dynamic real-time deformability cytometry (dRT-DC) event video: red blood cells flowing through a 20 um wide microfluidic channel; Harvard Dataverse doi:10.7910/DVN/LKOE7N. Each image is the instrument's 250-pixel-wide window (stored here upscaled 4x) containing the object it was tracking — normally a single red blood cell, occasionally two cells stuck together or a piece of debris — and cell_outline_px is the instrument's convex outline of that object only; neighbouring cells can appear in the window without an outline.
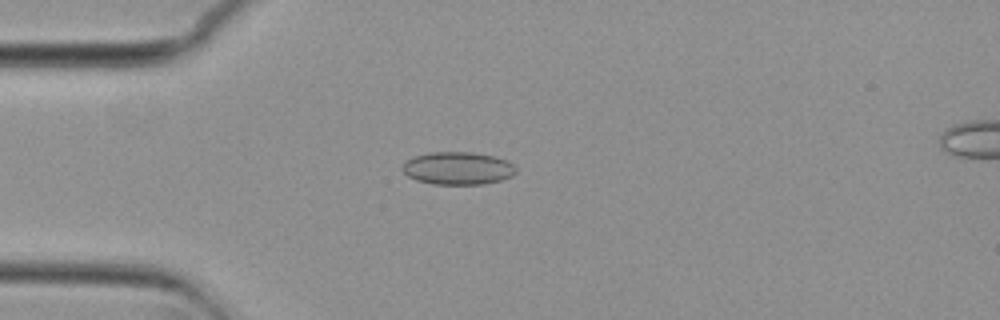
{"species": "common noctule bat (a hibernating species)", "species_latin": "Nyctalus noctula", "temperature_condition": "cold", "stored_images_in_passage": 50, "camera_frame_rate_fps": 3000, "um_per_image_px": 0.085, "animal": {"sex": "female", "body_mass_g": 29.2, "forearm_length_mm": 56.3}, "frame": {"image": 1, "passage_image": 10, "time_ms": 3.0, "image_size_px": [1000, 320], "cell_outline_px": [[516, 172], [512, 176], [500, 180], [484, 184], [432, 184], [416, 180], [408, 176], [404, 172], [404, 164], [408, 160], [416, 156], [428, 152], [472, 152], [492, 156], [508, 160], [516, 168]], "centroid_in_image_um": [38.94, 14.3], "position_along_channel_um": 46.1, "area_um2": 21.5}}
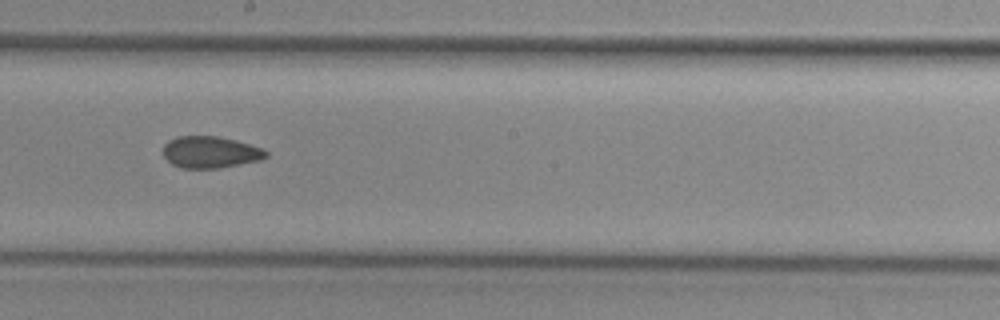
{"frame": {"image": 2, "passage_image": 26, "time_ms": 8.333, "image_size_px": [1000, 320], "cell_outline_px": [[268, 156], [260, 160], [220, 168], [180, 168], [172, 164], [164, 156], [164, 144], [168, 140], [176, 136], [216, 136], [236, 140], [260, 148], [268, 152]], "centroid_in_image_um": [17.86, 12.93], "position_along_channel_um": 230.3, "area_um2": 18.96}}
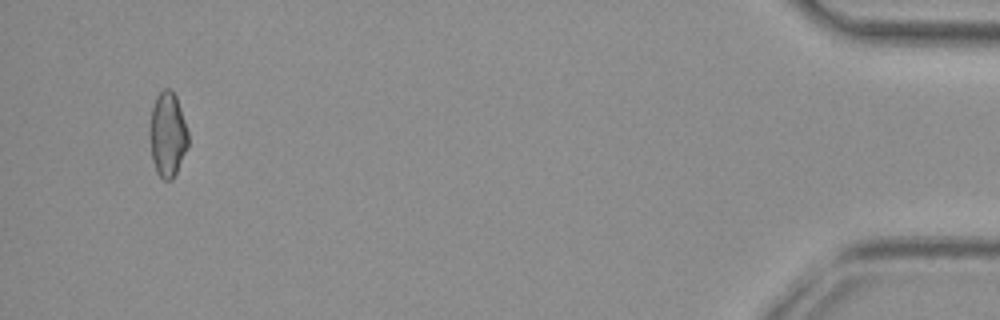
{"frame": {"image": 3, "passage_image": 48, "time_ms": 15.667, "image_size_px": [1000, 320], "cell_outline_px": [[188, 148], [172, 180], [164, 180], [156, 172], [152, 160], [148, 132], [148, 128], [152, 108], [156, 96], [164, 88], [168, 88], [176, 96], [188, 132]], "centroid_in_image_um": [14.22, 11.45], "position_along_channel_um": 421.0, "area_um2": 19.13}, "authors_computed_cell_mechanics": {"area_um2": 19.4786, "velocity_mm_per_s": 3.7512, "shape_relaxation_time_tau1_ms": null, "shape_relaxation_time_tau2_ms": 3.6167, "deformation_change_tau1": null, "deformation_change_tau2": 0.0855}}